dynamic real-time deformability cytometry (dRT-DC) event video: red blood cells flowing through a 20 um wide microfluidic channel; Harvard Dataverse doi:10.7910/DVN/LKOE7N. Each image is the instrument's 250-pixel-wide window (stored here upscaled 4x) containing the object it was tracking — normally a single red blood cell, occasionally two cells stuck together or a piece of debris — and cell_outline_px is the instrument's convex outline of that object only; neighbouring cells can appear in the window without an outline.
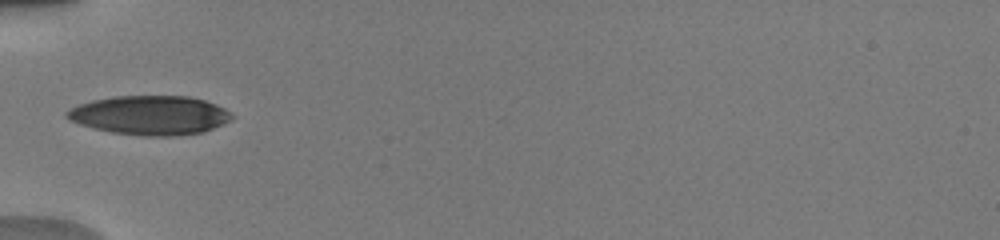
{"species": "human", "species_latin": "Homo sapiens", "temperature_condition": "warm", "stored_images_in_passage": 3, "camera_frame_rate_fps": 3000, "um_per_image_px": 0.085, "donor": {"sex": "male"}, "frame": {"image": 1, "passage_image": 1, "time_ms": 0.0, "image_size_px": [1000, 240], "cell_outline_px": [[236, 116], [232, 120], [224, 124], [204, 132], [176, 136], [140, 136], [112, 132], [92, 128], [68, 120], [64, 116], [64, 112], [80, 104], [92, 100], [112, 96], [188, 96], [204, 100], [216, 104], [224, 108]], "centroid_in_image_um": [12.77, 9.8], "position_along_channel_um": 72.2, "area_um2": 38.03}}
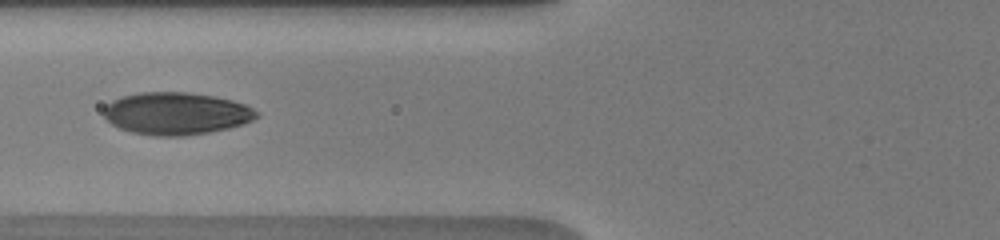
{"frame": {"image": 2, "passage_image": 2, "time_ms": 1.0, "image_size_px": [1000, 240], "cell_outline_px": [[260, 116], [244, 124], [228, 128], [208, 132], [184, 136], [156, 136], [132, 132], [120, 128], [112, 124], [104, 116], [104, 108], [112, 100], [124, 96], [140, 92], [188, 92], [212, 96], [232, 100], [244, 104], [260, 112]], "centroid_in_image_um": [15.0, 9.65], "position_along_channel_um": 110.8, "area_um2": 37.63}}